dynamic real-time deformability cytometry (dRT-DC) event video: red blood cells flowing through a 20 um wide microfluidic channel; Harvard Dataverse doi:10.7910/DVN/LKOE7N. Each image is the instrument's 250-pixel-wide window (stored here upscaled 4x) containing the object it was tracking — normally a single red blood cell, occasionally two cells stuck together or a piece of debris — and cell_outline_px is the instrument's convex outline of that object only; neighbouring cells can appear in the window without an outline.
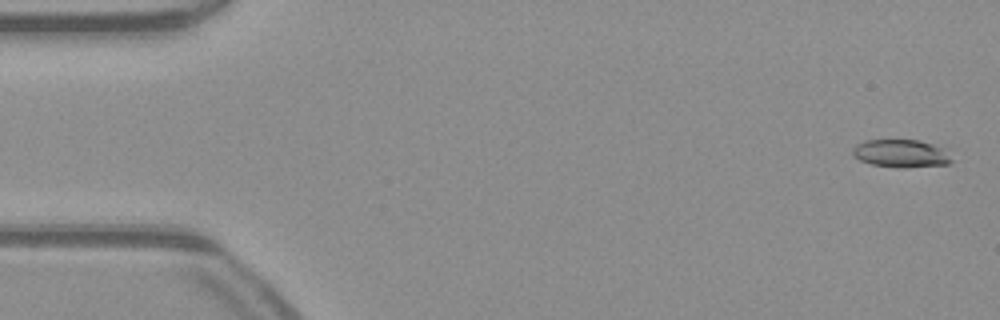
{"species": "common noctule bat (a hibernating species)", "species_latin": "Nyctalus noctula", "temperature_condition": "warm", "stored_images_in_passage": 51, "camera_frame_rate_fps": 3000, "um_per_image_px": 0.085, "animal": {"sex": "male", "body_mass_g": 23.1, "forearm_length_mm": 52.7}, "frame": {"image": 1, "passage_image": 2, "time_ms": 0.333, "image_size_px": [1000, 320], "cell_outline_px": [[952, 160], [948, 164], [908, 168], [896, 168], [872, 164], [860, 160], [852, 156], [852, 148], [856, 144], [864, 140], [920, 140], [944, 148]], "centroid_in_image_um": [76.56, 13.05], "position_along_channel_um": 8.4, "area_um2": 16.24}}
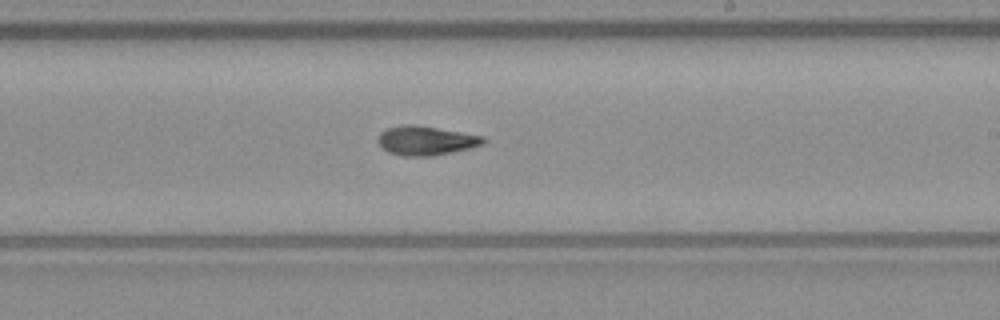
{"frame": {"image": 2, "passage_image": 30, "time_ms": 9.667, "image_size_px": [1000, 320], "cell_outline_px": [[488, 140], [484, 144], [452, 152], [432, 156], [404, 156], [388, 152], [376, 140], [380, 132], [388, 128], [400, 124], [412, 124], [484, 136]], "centroid_in_image_um": [36.19, 11.95], "position_along_channel_um": 252.8, "area_um2": 17.86}}
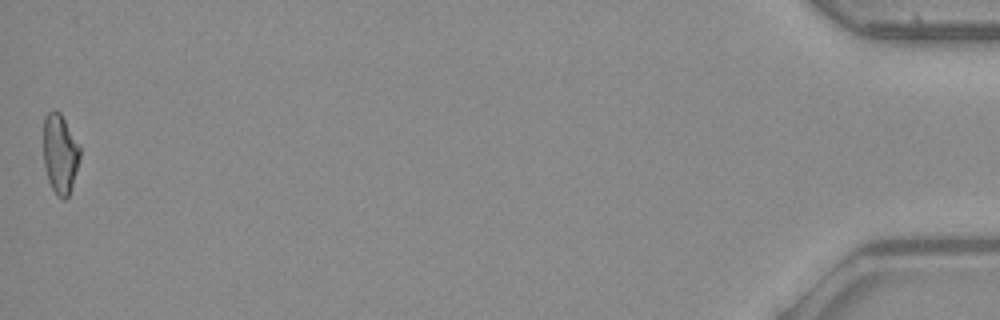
{"frame": {"image": 3, "passage_image": 51, "time_ms": 16.667, "image_size_px": [1000, 320], "cell_outline_px": [[80, 156], [72, 184], [68, 196], [64, 200], [56, 196], [48, 180], [44, 164], [44, 116], [48, 112], [60, 112], [80, 144]], "centroid_in_image_um": [5.11, 13.07], "position_along_channel_um": 430.1, "area_um2": 16.82}, "authors_computed_cell_mechanics": {"area_um2": 17.1088, "velocity_mm_per_s": 4.0828, "shape_relaxation_time_tau1_ms": 6.0953, "shape_relaxation_time_tau2_ms": 5.3236, "deformation_change_tau1": 0.1772, "deformation_change_tau2": 0.1423}}